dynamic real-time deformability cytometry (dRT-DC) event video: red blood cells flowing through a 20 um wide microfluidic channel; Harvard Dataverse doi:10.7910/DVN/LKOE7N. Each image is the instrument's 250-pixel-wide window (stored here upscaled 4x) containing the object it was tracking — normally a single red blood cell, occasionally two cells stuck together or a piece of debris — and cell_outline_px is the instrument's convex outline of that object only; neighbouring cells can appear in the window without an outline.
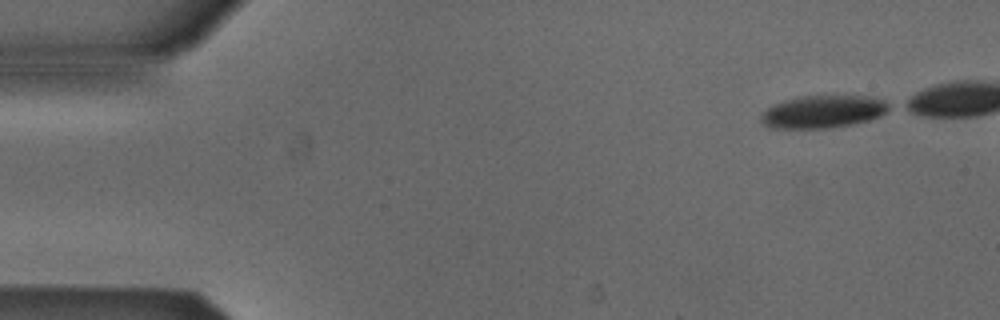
{"species": "Egyptian fruit bat (a non-hibernating species)", "species_latin": "Rousettus aegyptiacus", "temperature_condition": "cold", "stored_images_in_passage": 7, "camera_frame_rate_fps": 3000, "um_per_image_px": 0.085, "animal": {"sex": "male"}, "frame": {"image": 1, "passage_image": 1, "time_ms": 0.0, "image_size_px": [1000, 320], "cell_outline_px": [[892, 108], [868, 120], [852, 124], [824, 128], [772, 128], [764, 124], [760, 120], [760, 116], [768, 108], [776, 104], [788, 100], [804, 96], [868, 96], [884, 100], [892, 104]], "centroid_in_image_um": [69.99, 9.49], "position_along_channel_um": 15.0, "area_um2": 23.87}}